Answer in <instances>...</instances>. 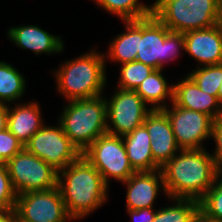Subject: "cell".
Returning a JSON list of instances; mask_svg holds the SVG:
<instances>
[{
    "instance_id": "cb8c5ba5",
    "label": "cell",
    "mask_w": 222,
    "mask_h": 222,
    "mask_svg": "<svg viewBox=\"0 0 222 222\" xmlns=\"http://www.w3.org/2000/svg\"><path fill=\"white\" fill-rule=\"evenodd\" d=\"M175 203L156 211L153 222H191L199 212V201L195 199H170Z\"/></svg>"
},
{
    "instance_id": "d6a6232c",
    "label": "cell",
    "mask_w": 222,
    "mask_h": 222,
    "mask_svg": "<svg viewBox=\"0 0 222 222\" xmlns=\"http://www.w3.org/2000/svg\"><path fill=\"white\" fill-rule=\"evenodd\" d=\"M0 222H18V216L15 209L0 211Z\"/></svg>"
},
{
    "instance_id": "5b68a950",
    "label": "cell",
    "mask_w": 222,
    "mask_h": 222,
    "mask_svg": "<svg viewBox=\"0 0 222 222\" xmlns=\"http://www.w3.org/2000/svg\"><path fill=\"white\" fill-rule=\"evenodd\" d=\"M152 14L170 31L185 33L222 22L217 0H156Z\"/></svg>"
},
{
    "instance_id": "f1b7e54d",
    "label": "cell",
    "mask_w": 222,
    "mask_h": 222,
    "mask_svg": "<svg viewBox=\"0 0 222 222\" xmlns=\"http://www.w3.org/2000/svg\"><path fill=\"white\" fill-rule=\"evenodd\" d=\"M24 149V145L8 128L0 131V162H7Z\"/></svg>"
},
{
    "instance_id": "2e32d148",
    "label": "cell",
    "mask_w": 222,
    "mask_h": 222,
    "mask_svg": "<svg viewBox=\"0 0 222 222\" xmlns=\"http://www.w3.org/2000/svg\"><path fill=\"white\" fill-rule=\"evenodd\" d=\"M7 35L8 39L17 47L30 50L36 55H54L64 51V42L61 36H55L38 25L12 26L8 29Z\"/></svg>"
},
{
    "instance_id": "e0dca14e",
    "label": "cell",
    "mask_w": 222,
    "mask_h": 222,
    "mask_svg": "<svg viewBox=\"0 0 222 222\" xmlns=\"http://www.w3.org/2000/svg\"><path fill=\"white\" fill-rule=\"evenodd\" d=\"M183 78L174 84L173 102L179 107L206 113L214 120L221 118L222 105L217 97L202 92L188 75Z\"/></svg>"
},
{
    "instance_id": "9c48e42d",
    "label": "cell",
    "mask_w": 222,
    "mask_h": 222,
    "mask_svg": "<svg viewBox=\"0 0 222 222\" xmlns=\"http://www.w3.org/2000/svg\"><path fill=\"white\" fill-rule=\"evenodd\" d=\"M58 126L44 124L24 145V148L57 171L76 161L82 153ZM47 125V126H46Z\"/></svg>"
},
{
    "instance_id": "836d02e7",
    "label": "cell",
    "mask_w": 222,
    "mask_h": 222,
    "mask_svg": "<svg viewBox=\"0 0 222 222\" xmlns=\"http://www.w3.org/2000/svg\"><path fill=\"white\" fill-rule=\"evenodd\" d=\"M191 222H217L205 217L200 211L195 215Z\"/></svg>"
},
{
    "instance_id": "d590c367",
    "label": "cell",
    "mask_w": 222,
    "mask_h": 222,
    "mask_svg": "<svg viewBox=\"0 0 222 222\" xmlns=\"http://www.w3.org/2000/svg\"><path fill=\"white\" fill-rule=\"evenodd\" d=\"M217 3L220 6V8L222 9V0H217Z\"/></svg>"
},
{
    "instance_id": "484cf974",
    "label": "cell",
    "mask_w": 222,
    "mask_h": 222,
    "mask_svg": "<svg viewBox=\"0 0 222 222\" xmlns=\"http://www.w3.org/2000/svg\"><path fill=\"white\" fill-rule=\"evenodd\" d=\"M120 76L117 88L122 90H133L142 83L155 69L142 62L132 61L120 65Z\"/></svg>"
},
{
    "instance_id": "ffe728a7",
    "label": "cell",
    "mask_w": 222,
    "mask_h": 222,
    "mask_svg": "<svg viewBox=\"0 0 222 222\" xmlns=\"http://www.w3.org/2000/svg\"><path fill=\"white\" fill-rule=\"evenodd\" d=\"M125 30L110 42L104 58L121 64L136 61L139 45V19L123 21ZM107 55V56H106Z\"/></svg>"
},
{
    "instance_id": "83f0119b",
    "label": "cell",
    "mask_w": 222,
    "mask_h": 222,
    "mask_svg": "<svg viewBox=\"0 0 222 222\" xmlns=\"http://www.w3.org/2000/svg\"><path fill=\"white\" fill-rule=\"evenodd\" d=\"M16 199L6 163L0 162V211L15 209Z\"/></svg>"
},
{
    "instance_id": "6da1fadb",
    "label": "cell",
    "mask_w": 222,
    "mask_h": 222,
    "mask_svg": "<svg viewBox=\"0 0 222 222\" xmlns=\"http://www.w3.org/2000/svg\"><path fill=\"white\" fill-rule=\"evenodd\" d=\"M166 196L169 199L199 201L220 175L212 155L206 148L180 150L161 167Z\"/></svg>"
},
{
    "instance_id": "4316f807",
    "label": "cell",
    "mask_w": 222,
    "mask_h": 222,
    "mask_svg": "<svg viewBox=\"0 0 222 222\" xmlns=\"http://www.w3.org/2000/svg\"><path fill=\"white\" fill-rule=\"evenodd\" d=\"M199 211L211 220L222 222V175L199 200Z\"/></svg>"
},
{
    "instance_id": "8fae6325",
    "label": "cell",
    "mask_w": 222,
    "mask_h": 222,
    "mask_svg": "<svg viewBox=\"0 0 222 222\" xmlns=\"http://www.w3.org/2000/svg\"><path fill=\"white\" fill-rule=\"evenodd\" d=\"M171 107L162 110L169 118L180 150L203 149V141L211 138L214 119L206 113L179 107L174 102Z\"/></svg>"
},
{
    "instance_id": "1f68e13d",
    "label": "cell",
    "mask_w": 222,
    "mask_h": 222,
    "mask_svg": "<svg viewBox=\"0 0 222 222\" xmlns=\"http://www.w3.org/2000/svg\"><path fill=\"white\" fill-rule=\"evenodd\" d=\"M8 104L0 103V131L7 129Z\"/></svg>"
},
{
    "instance_id": "30bf717a",
    "label": "cell",
    "mask_w": 222,
    "mask_h": 222,
    "mask_svg": "<svg viewBox=\"0 0 222 222\" xmlns=\"http://www.w3.org/2000/svg\"><path fill=\"white\" fill-rule=\"evenodd\" d=\"M114 91L110 100L105 97L107 133L123 136L143 124L151 109L133 90Z\"/></svg>"
},
{
    "instance_id": "603a6c76",
    "label": "cell",
    "mask_w": 222,
    "mask_h": 222,
    "mask_svg": "<svg viewBox=\"0 0 222 222\" xmlns=\"http://www.w3.org/2000/svg\"><path fill=\"white\" fill-rule=\"evenodd\" d=\"M108 11L114 14L122 21L137 20L152 15V5H145L139 0H93Z\"/></svg>"
},
{
    "instance_id": "d4e9b609",
    "label": "cell",
    "mask_w": 222,
    "mask_h": 222,
    "mask_svg": "<svg viewBox=\"0 0 222 222\" xmlns=\"http://www.w3.org/2000/svg\"><path fill=\"white\" fill-rule=\"evenodd\" d=\"M200 90L218 99V89L222 82V63L202 66L187 74Z\"/></svg>"
},
{
    "instance_id": "44dd1931",
    "label": "cell",
    "mask_w": 222,
    "mask_h": 222,
    "mask_svg": "<svg viewBox=\"0 0 222 222\" xmlns=\"http://www.w3.org/2000/svg\"><path fill=\"white\" fill-rule=\"evenodd\" d=\"M162 70L152 71L135 90L151 110L166 108L167 99L173 102L174 85L167 83Z\"/></svg>"
},
{
    "instance_id": "7c38bea8",
    "label": "cell",
    "mask_w": 222,
    "mask_h": 222,
    "mask_svg": "<svg viewBox=\"0 0 222 222\" xmlns=\"http://www.w3.org/2000/svg\"><path fill=\"white\" fill-rule=\"evenodd\" d=\"M15 211L21 222H70L73 220L66 211L58 187L17 195Z\"/></svg>"
},
{
    "instance_id": "4fadbf2b",
    "label": "cell",
    "mask_w": 222,
    "mask_h": 222,
    "mask_svg": "<svg viewBox=\"0 0 222 222\" xmlns=\"http://www.w3.org/2000/svg\"><path fill=\"white\" fill-rule=\"evenodd\" d=\"M143 124L151 138L154 164L161 169L180 151L171 123L162 109H156L147 114Z\"/></svg>"
},
{
    "instance_id": "8992f818",
    "label": "cell",
    "mask_w": 222,
    "mask_h": 222,
    "mask_svg": "<svg viewBox=\"0 0 222 222\" xmlns=\"http://www.w3.org/2000/svg\"><path fill=\"white\" fill-rule=\"evenodd\" d=\"M185 51L183 33L170 31L153 14L139 19V45L136 61L163 69L165 63L177 59Z\"/></svg>"
},
{
    "instance_id": "e575fe53",
    "label": "cell",
    "mask_w": 222,
    "mask_h": 222,
    "mask_svg": "<svg viewBox=\"0 0 222 222\" xmlns=\"http://www.w3.org/2000/svg\"><path fill=\"white\" fill-rule=\"evenodd\" d=\"M218 101L222 105V82H221V85L218 89Z\"/></svg>"
},
{
    "instance_id": "ba28073f",
    "label": "cell",
    "mask_w": 222,
    "mask_h": 222,
    "mask_svg": "<svg viewBox=\"0 0 222 222\" xmlns=\"http://www.w3.org/2000/svg\"><path fill=\"white\" fill-rule=\"evenodd\" d=\"M82 155L100 172L109 186L110 177L125 182L135 173L131 167L122 136L105 133L98 137Z\"/></svg>"
},
{
    "instance_id": "9a60e30c",
    "label": "cell",
    "mask_w": 222,
    "mask_h": 222,
    "mask_svg": "<svg viewBox=\"0 0 222 222\" xmlns=\"http://www.w3.org/2000/svg\"><path fill=\"white\" fill-rule=\"evenodd\" d=\"M122 184L127 185L126 209L153 208L159 191L166 195L161 169L135 172Z\"/></svg>"
},
{
    "instance_id": "4dcf8cb0",
    "label": "cell",
    "mask_w": 222,
    "mask_h": 222,
    "mask_svg": "<svg viewBox=\"0 0 222 222\" xmlns=\"http://www.w3.org/2000/svg\"><path fill=\"white\" fill-rule=\"evenodd\" d=\"M155 208H141L136 210L126 209L129 216H131V222H153L156 211Z\"/></svg>"
},
{
    "instance_id": "277c9868",
    "label": "cell",
    "mask_w": 222,
    "mask_h": 222,
    "mask_svg": "<svg viewBox=\"0 0 222 222\" xmlns=\"http://www.w3.org/2000/svg\"><path fill=\"white\" fill-rule=\"evenodd\" d=\"M58 122L71 142L83 153L98 137L107 133L104 96L71 100L63 107Z\"/></svg>"
},
{
    "instance_id": "3957f363",
    "label": "cell",
    "mask_w": 222,
    "mask_h": 222,
    "mask_svg": "<svg viewBox=\"0 0 222 222\" xmlns=\"http://www.w3.org/2000/svg\"><path fill=\"white\" fill-rule=\"evenodd\" d=\"M54 71L57 90L64 100L103 95L107 83L106 60L103 53L91 49L73 60L65 61Z\"/></svg>"
},
{
    "instance_id": "ac0fdd59",
    "label": "cell",
    "mask_w": 222,
    "mask_h": 222,
    "mask_svg": "<svg viewBox=\"0 0 222 222\" xmlns=\"http://www.w3.org/2000/svg\"><path fill=\"white\" fill-rule=\"evenodd\" d=\"M40 110L37 101L8 105L7 128L23 145L45 124Z\"/></svg>"
},
{
    "instance_id": "f546056e",
    "label": "cell",
    "mask_w": 222,
    "mask_h": 222,
    "mask_svg": "<svg viewBox=\"0 0 222 222\" xmlns=\"http://www.w3.org/2000/svg\"><path fill=\"white\" fill-rule=\"evenodd\" d=\"M211 137L215 141V151L212 153L217 171L222 175V117L214 120Z\"/></svg>"
},
{
    "instance_id": "d6986e66",
    "label": "cell",
    "mask_w": 222,
    "mask_h": 222,
    "mask_svg": "<svg viewBox=\"0 0 222 222\" xmlns=\"http://www.w3.org/2000/svg\"><path fill=\"white\" fill-rule=\"evenodd\" d=\"M128 161L135 172L154 171L159 168L154 164L151 151V138L144 124L122 136Z\"/></svg>"
},
{
    "instance_id": "52a82bcc",
    "label": "cell",
    "mask_w": 222,
    "mask_h": 222,
    "mask_svg": "<svg viewBox=\"0 0 222 222\" xmlns=\"http://www.w3.org/2000/svg\"><path fill=\"white\" fill-rule=\"evenodd\" d=\"M6 166L17 195L57 187L58 171L25 148L8 160Z\"/></svg>"
},
{
    "instance_id": "7a4b0ae2",
    "label": "cell",
    "mask_w": 222,
    "mask_h": 222,
    "mask_svg": "<svg viewBox=\"0 0 222 222\" xmlns=\"http://www.w3.org/2000/svg\"><path fill=\"white\" fill-rule=\"evenodd\" d=\"M57 187L73 220L89 216L102 207L109 196V186L83 155L58 171Z\"/></svg>"
},
{
    "instance_id": "5bb4252c",
    "label": "cell",
    "mask_w": 222,
    "mask_h": 222,
    "mask_svg": "<svg viewBox=\"0 0 222 222\" xmlns=\"http://www.w3.org/2000/svg\"><path fill=\"white\" fill-rule=\"evenodd\" d=\"M185 51L200 67L222 63V22L217 25L183 33Z\"/></svg>"
},
{
    "instance_id": "7402d4cb",
    "label": "cell",
    "mask_w": 222,
    "mask_h": 222,
    "mask_svg": "<svg viewBox=\"0 0 222 222\" xmlns=\"http://www.w3.org/2000/svg\"><path fill=\"white\" fill-rule=\"evenodd\" d=\"M26 80L12 64L0 61V103L7 104L19 100L24 95Z\"/></svg>"
}]
</instances>
